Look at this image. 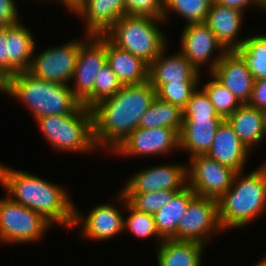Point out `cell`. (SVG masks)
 <instances>
[{
    "instance_id": "obj_1",
    "label": "cell",
    "mask_w": 266,
    "mask_h": 266,
    "mask_svg": "<svg viewBox=\"0 0 266 266\" xmlns=\"http://www.w3.org/2000/svg\"><path fill=\"white\" fill-rule=\"evenodd\" d=\"M156 90L149 81L123 85L113 96L92 108L93 138L97 149L113 152L139 127L142 115L151 106ZM104 147V148H103Z\"/></svg>"
},
{
    "instance_id": "obj_2",
    "label": "cell",
    "mask_w": 266,
    "mask_h": 266,
    "mask_svg": "<svg viewBox=\"0 0 266 266\" xmlns=\"http://www.w3.org/2000/svg\"><path fill=\"white\" fill-rule=\"evenodd\" d=\"M0 185L6 189L7 196L12 201L34 210L53 226L59 224L73 228L75 205L61 185L2 163Z\"/></svg>"
},
{
    "instance_id": "obj_3",
    "label": "cell",
    "mask_w": 266,
    "mask_h": 266,
    "mask_svg": "<svg viewBox=\"0 0 266 266\" xmlns=\"http://www.w3.org/2000/svg\"><path fill=\"white\" fill-rule=\"evenodd\" d=\"M1 93L24 103L34 120L44 116L74 113L83 105L69 85L37 78L28 71L10 76L1 85Z\"/></svg>"
},
{
    "instance_id": "obj_4",
    "label": "cell",
    "mask_w": 266,
    "mask_h": 266,
    "mask_svg": "<svg viewBox=\"0 0 266 266\" xmlns=\"http://www.w3.org/2000/svg\"><path fill=\"white\" fill-rule=\"evenodd\" d=\"M217 201L224 232L260 218L266 212V162L247 174L237 172L231 187Z\"/></svg>"
},
{
    "instance_id": "obj_5",
    "label": "cell",
    "mask_w": 266,
    "mask_h": 266,
    "mask_svg": "<svg viewBox=\"0 0 266 266\" xmlns=\"http://www.w3.org/2000/svg\"><path fill=\"white\" fill-rule=\"evenodd\" d=\"M164 22L163 18L124 15L104 35L149 65L168 47L166 35L159 27Z\"/></svg>"
},
{
    "instance_id": "obj_6",
    "label": "cell",
    "mask_w": 266,
    "mask_h": 266,
    "mask_svg": "<svg viewBox=\"0 0 266 266\" xmlns=\"http://www.w3.org/2000/svg\"><path fill=\"white\" fill-rule=\"evenodd\" d=\"M35 122L51 148L59 152L89 154L97 149L93 138L92 109L84 105L74 113L44 116Z\"/></svg>"
},
{
    "instance_id": "obj_7",
    "label": "cell",
    "mask_w": 266,
    "mask_h": 266,
    "mask_svg": "<svg viewBox=\"0 0 266 266\" xmlns=\"http://www.w3.org/2000/svg\"><path fill=\"white\" fill-rule=\"evenodd\" d=\"M52 224L28 207L0 199V242L8 244L31 243L43 238Z\"/></svg>"
},
{
    "instance_id": "obj_8",
    "label": "cell",
    "mask_w": 266,
    "mask_h": 266,
    "mask_svg": "<svg viewBox=\"0 0 266 266\" xmlns=\"http://www.w3.org/2000/svg\"><path fill=\"white\" fill-rule=\"evenodd\" d=\"M85 36L80 43L76 67L71 79L73 81L69 86L82 104L86 108L92 109L94 107L95 78L107 63L106 36L88 35L86 33Z\"/></svg>"
},
{
    "instance_id": "obj_9",
    "label": "cell",
    "mask_w": 266,
    "mask_h": 266,
    "mask_svg": "<svg viewBox=\"0 0 266 266\" xmlns=\"http://www.w3.org/2000/svg\"><path fill=\"white\" fill-rule=\"evenodd\" d=\"M187 164V186L196 196L216 200L231 187L237 173L207 155L192 156Z\"/></svg>"
},
{
    "instance_id": "obj_10",
    "label": "cell",
    "mask_w": 266,
    "mask_h": 266,
    "mask_svg": "<svg viewBox=\"0 0 266 266\" xmlns=\"http://www.w3.org/2000/svg\"><path fill=\"white\" fill-rule=\"evenodd\" d=\"M223 231L218 218V201L195 196L177 228V240L207 245L211 236ZM207 243V244H206Z\"/></svg>"
},
{
    "instance_id": "obj_11",
    "label": "cell",
    "mask_w": 266,
    "mask_h": 266,
    "mask_svg": "<svg viewBox=\"0 0 266 266\" xmlns=\"http://www.w3.org/2000/svg\"><path fill=\"white\" fill-rule=\"evenodd\" d=\"M80 39L66 42L63 45L44 49L32 57L28 72L33 76L59 84L70 85L76 67L79 53Z\"/></svg>"
},
{
    "instance_id": "obj_12",
    "label": "cell",
    "mask_w": 266,
    "mask_h": 266,
    "mask_svg": "<svg viewBox=\"0 0 266 266\" xmlns=\"http://www.w3.org/2000/svg\"><path fill=\"white\" fill-rule=\"evenodd\" d=\"M180 36L179 52L198 70L201 71L203 65L210 64V73L217 63L227 52L218 42L217 37L209 26L203 23H190L185 25ZM219 51L218 54H214ZM211 57H213L211 59ZM208 62V63H207Z\"/></svg>"
},
{
    "instance_id": "obj_13",
    "label": "cell",
    "mask_w": 266,
    "mask_h": 266,
    "mask_svg": "<svg viewBox=\"0 0 266 266\" xmlns=\"http://www.w3.org/2000/svg\"><path fill=\"white\" fill-rule=\"evenodd\" d=\"M175 149L180 150L178 131L166 127L152 129L138 127L112 153L125 157L163 156Z\"/></svg>"
},
{
    "instance_id": "obj_14",
    "label": "cell",
    "mask_w": 266,
    "mask_h": 266,
    "mask_svg": "<svg viewBox=\"0 0 266 266\" xmlns=\"http://www.w3.org/2000/svg\"><path fill=\"white\" fill-rule=\"evenodd\" d=\"M187 187V164H161L139 170L128 178L122 193L183 190Z\"/></svg>"
},
{
    "instance_id": "obj_15",
    "label": "cell",
    "mask_w": 266,
    "mask_h": 266,
    "mask_svg": "<svg viewBox=\"0 0 266 266\" xmlns=\"http://www.w3.org/2000/svg\"><path fill=\"white\" fill-rule=\"evenodd\" d=\"M121 211L112 203H103L96 205L86 216H83L79 209L74 206L73 228L82 225L80 232L84 239L109 240L124 232L125 214H123L124 211Z\"/></svg>"
},
{
    "instance_id": "obj_16",
    "label": "cell",
    "mask_w": 266,
    "mask_h": 266,
    "mask_svg": "<svg viewBox=\"0 0 266 266\" xmlns=\"http://www.w3.org/2000/svg\"><path fill=\"white\" fill-rule=\"evenodd\" d=\"M211 74L228 88L241 104H248L255 80L237 51H227Z\"/></svg>"
},
{
    "instance_id": "obj_17",
    "label": "cell",
    "mask_w": 266,
    "mask_h": 266,
    "mask_svg": "<svg viewBox=\"0 0 266 266\" xmlns=\"http://www.w3.org/2000/svg\"><path fill=\"white\" fill-rule=\"evenodd\" d=\"M166 54L167 47L148 65V81L155 90L168 82H200L201 72L180 52Z\"/></svg>"
},
{
    "instance_id": "obj_18",
    "label": "cell",
    "mask_w": 266,
    "mask_h": 266,
    "mask_svg": "<svg viewBox=\"0 0 266 266\" xmlns=\"http://www.w3.org/2000/svg\"><path fill=\"white\" fill-rule=\"evenodd\" d=\"M244 12L212 1L205 23L226 51H236L244 44L237 39L243 24Z\"/></svg>"
},
{
    "instance_id": "obj_19",
    "label": "cell",
    "mask_w": 266,
    "mask_h": 266,
    "mask_svg": "<svg viewBox=\"0 0 266 266\" xmlns=\"http://www.w3.org/2000/svg\"><path fill=\"white\" fill-rule=\"evenodd\" d=\"M250 154L251 151L240 141L233 127L224 119L216 130L207 156L236 172H242Z\"/></svg>"
},
{
    "instance_id": "obj_20",
    "label": "cell",
    "mask_w": 266,
    "mask_h": 266,
    "mask_svg": "<svg viewBox=\"0 0 266 266\" xmlns=\"http://www.w3.org/2000/svg\"><path fill=\"white\" fill-rule=\"evenodd\" d=\"M86 23L88 35H104L113 24L125 15L124 0H83L74 11Z\"/></svg>"
},
{
    "instance_id": "obj_21",
    "label": "cell",
    "mask_w": 266,
    "mask_h": 266,
    "mask_svg": "<svg viewBox=\"0 0 266 266\" xmlns=\"http://www.w3.org/2000/svg\"><path fill=\"white\" fill-rule=\"evenodd\" d=\"M240 141L252 152L266 138V112L241 104L227 119ZM254 149V150H253Z\"/></svg>"
},
{
    "instance_id": "obj_22",
    "label": "cell",
    "mask_w": 266,
    "mask_h": 266,
    "mask_svg": "<svg viewBox=\"0 0 266 266\" xmlns=\"http://www.w3.org/2000/svg\"><path fill=\"white\" fill-rule=\"evenodd\" d=\"M179 133L180 150L189 153V158L207 155L210 151L216 130L224 119H183Z\"/></svg>"
},
{
    "instance_id": "obj_23",
    "label": "cell",
    "mask_w": 266,
    "mask_h": 266,
    "mask_svg": "<svg viewBox=\"0 0 266 266\" xmlns=\"http://www.w3.org/2000/svg\"><path fill=\"white\" fill-rule=\"evenodd\" d=\"M106 61L122 85L148 81V64L129 51L118 48L107 37Z\"/></svg>"
},
{
    "instance_id": "obj_24",
    "label": "cell",
    "mask_w": 266,
    "mask_h": 266,
    "mask_svg": "<svg viewBox=\"0 0 266 266\" xmlns=\"http://www.w3.org/2000/svg\"><path fill=\"white\" fill-rule=\"evenodd\" d=\"M31 32L21 22L7 27L8 78L29 69L36 49Z\"/></svg>"
},
{
    "instance_id": "obj_25",
    "label": "cell",
    "mask_w": 266,
    "mask_h": 266,
    "mask_svg": "<svg viewBox=\"0 0 266 266\" xmlns=\"http://www.w3.org/2000/svg\"><path fill=\"white\" fill-rule=\"evenodd\" d=\"M206 245L194 241L163 240L156 248L158 266H202Z\"/></svg>"
},
{
    "instance_id": "obj_26",
    "label": "cell",
    "mask_w": 266,
    "mask_h": 266,
    "mask_svg": "<svg viewBox=\"0 0 266 266\" xmlns=\"http://www.w3.org/2000/svg\"><path fill=\"white\" fill-rule=\"evenodd\" d=\"M195 196L193 190L187 186L154 214L156 229L163 240H177L179 223Z\"/></svg>"
},
{
    "instance_id": "obj_27",
    "label": "cell",
    "mask_w": 266,
    "mask_h": 266,
    "mask_svg": "<svg viewBox=\"0 0 266 266\" xmlns=\"http://www.w3.org/2000/svg\"><path fill=\"white\" fill-rule=\"evenodd\" d=\"M183 121V110L181 108L163 101L156 96L151 106L142 115L139 128L152 129L166 127L180 133Z\"/></svg>"
},
{
    "instance_id": "obj_28",
    "label": "cell",
    "mask_w": 266,
    "mask_h": 266,
    "mask_svg": "<svg viewBox=\"0 0 266 266\" xmlns=\"http://www.w3.org/2000/svg\"><path fill=\"white\" fill-rule=\"evenodd\" d=\"M117 201L124 204L125 209H127L128 216L124 217L123 230H130L137 238H149L156 237L157 247L161 244L163 239L160 237L156 225L154 215L149 213L138 211L133 208L128 202L125 195L119 191L117 194Z\"/></svg>"
},
{
    "instance_id": "obj_29",
    "label": "cell",
    "mask_w": 266,
    "mask_h": 266,
    "mask_svg": "<svg viewBox=\"0 0 266 266\" xmlns=\"http://www.w3.org/2000/svg\"><path fill=\"white\" fill-rule=\"evenodd\" d=\"M236 51L245 60L254 80L266 79V34L246 37Z\"/></svg>"
},
{
    "instance_id": "obj_30",
    "label": "cell",
    "mask_w": 266,
    "mask_h": 266,
    "mask_svg": "<svg viewBox=\"0 0 266 266\" xmlns=\"http://www.w3.org/2000/svg\"><path fill=\"white\" fill-rule=\"evenodd\" d=\"M213 0H164L163 20L167 22L170 12L173 11L187 22L203 23L206 21ZM169 12V15H168Z\"/></svg>"
},
{
    "instance_id": "obj_31",
    "label": "cell",
    "mask_w": 266,
    "mask_h": 266,
    "mask_svg": "<svg viewBox=\"0 0 266 266\" xmlns=\"http://www.w3.org/2000/svg\"><path fill=\"white\" fill-rule=\"evenodd\" d=\"M212 79L205 83L202 89L208 95L217 113L223 119H227L241 103L234 94L222 85L211 73Z\"/></svg>"
},
{
    "instance_id": "obj_32",
    "label": "cell",
    "mask_w": 266,
    "mask_h": 266,
    "mask_svg": "<svg viewBox=\"0 0 266 266\" xmlns=\"http://www.w3.org/2000/svg\"><path fill=\"white\" fill-rule=\"evenodd\" d=\"M181 190H161L148 193H123L127 202L141 212L154 215Z\"/></svg>"
},
{
    "instance_id": "obj_33",
    "label": "cell",
    "mask_w": 266,
    "mask_h": 266,
    "mask_svg": "<svg viewBox=\"0 0 266 266\" xmlns=\"http://www.w3.org/2000/svg\"><path fill=\"white\" fill-rule=\"evenodd\" d=\"M199 85L200 82H168L156 90V96L183 110Z\"/></svg>"
},
{
    "instance_id": "obj_34",
    "label": "cell",
    "mask_w": 266,
    "mask_h": 266,
    "mask_svg": "<svg viewBox=\"0 0 266 266\" xmlns=\"http://www.w3.org/2000/svg\"><path fill=\"white\" fill-rule=\"evenodd\" d=\"M183 119H223L217 113L206 92L199 88L183 109Z\"/></svg>"
},
{
    "instance_id": "obj_35",
    "label": "cell",
    "mask_w": 266,
    "mask_h": 266,
    "mask_svg": "<svg viewBox=\"0 0 266 266\" xmlns=\"http://www.w3.org/2000/svg\"><path fill=\"white\" fill-rule=\"evenodd\" d=\"M122 86L118 77L106 63L95 78L94 106L104 99L113 97Z\"/></svg>"
},
{
    "instance_id": "obj_36",
    "label": "cell",
    "mask_w": 266,
    "mask_h": 266,
    "mask_svg": "<svg viewBox=\"0 0 266 266\" xmlns=\"http://www.w3.org/2000/svg\"><path fill=\"white\" fill-rule=\"evenodd\" d=\"M125 15L163 18L164 0H124Z\"/></svg>"
},
{
    "instance_id": "obj_37",
    "label": "cell",
    "mask_w": 266,
    "mask_h": 266,
    "mask_svg": "<svg viewBox=\"0 0 266 266\" xmlns=\"http://www.w3.org/2000/svg\"><path fill=\"white\" fill-rule=\"evenodd\" d=\"M15 0H0V27H8L20 22Z\"/></svg>"
},
{
    "instance_id": "obj_38",
    "label": "cell",
    "mask_w": 266,
    "mask_h": 266,
    "mask_svg": "<svg viewBox=\"0 0 266 266\" xmlns=\"http://www.w3.org/2000/svg\"><path fill=\"white\" fill-rule=\"evenodd\" d=\"M248 105L266 112V79L254 81Z\"/></svg>"
},
{
    "instance_id": "obj_39",
    "label": "cell",
    "mask_w": 266,
    "mask_h": 266,
    "mask_svg": "<svg viewBox=\"0 0 266 266\" xmlns=\"http://www.w3.org/2000/svg\"><path fill=\"white\" fill-rule=\"evenodd\" d=\"M8 79L7 27H0V85Z\"/></svg>"
},
{
    "instance_id": "obj_40",
    "label": "cell",
    "mask_w": 266,
    "mask_h": 266,
    "mask_svg": "<svg viewBox=\"0 0 266 266\" xmlns=\"http://www.w3.org/2000/svg\"><path fill=\"white\" fill-rule=\"evenodd\" d=\"M214 1L223 6L236 8L243 12L249 5L258 7L259 9L261 8L262 10L265 9L266 11L265 0H214Z\"/></svg>"
},
{
    "instance_id": "obj_41",
    "label": "cell",
    "mask_w": 266,
    "mask_h": 266,
    "mask_svg": "<svg viewBox=\"0 0 266 266\" xmlns=\"http://www.w3.org/2000/svg\"><path fill=\"white\" fill-rule=\"evenodd\" d=\"M59 1L63 4V6L65 5V7L68 8L67 10L70 12H74L83 2V0H58V2Z\"/></svg>"
},
{
    "instance_id": "obj_42",
    "label": "cell",
    "mask_w": 266,
    "mask_h": 266,
    "mask_svg": "<svg viewBox=\"0 0 266 266\" xmlns=\"http://www.w3.org/2000/svg\"><path fill=\"white\" fill-rule=\"evenodd\" d=\"M255 266H266V256L261 261H259Z\"/></svg>"
}]
</instances>
